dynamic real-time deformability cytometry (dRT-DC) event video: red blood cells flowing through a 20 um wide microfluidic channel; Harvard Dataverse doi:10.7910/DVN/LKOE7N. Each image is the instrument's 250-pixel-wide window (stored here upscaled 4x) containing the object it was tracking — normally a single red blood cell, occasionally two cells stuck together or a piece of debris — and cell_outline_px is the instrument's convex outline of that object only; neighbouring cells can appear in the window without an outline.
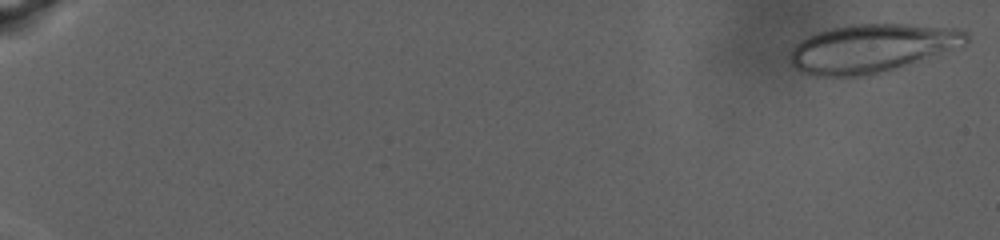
{"species": "human", "species_latin": "Homo sapiens", "temperature_condition": "warm", "stored_images_in_passage": 89, "camera_frame_rate_fps": 3000, "um_per_image_px": 0.085, "donor": {"sex": "male"}, "frame": {"image": 1, "passage_image": 2, "time_ms": 0.333, "image_size_px": [1000, 240], "cell_outline_px": [[968, 40], [964, 44], [944, 56], [872, 76], [812, 76], [792, 68], [788, 60], [788, 56], [792, 48], [800, 40], [816, 32], [828, 28], [848, 24], [908, 24], [956, 28], [968, 32]], "centroid_in_image_um": [74.14, 4.13], "position_along_channel_um": 10.9, "area_um2": 51.38}}
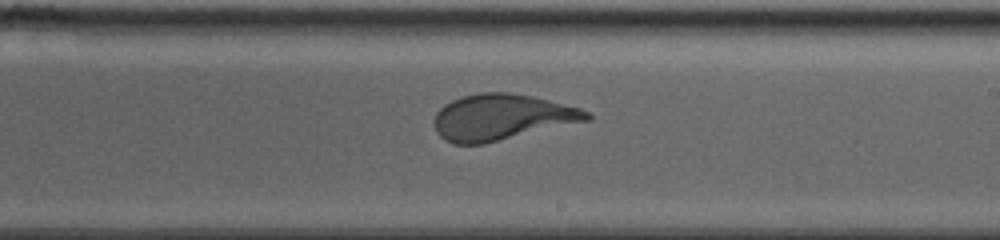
{"frame": {"image": 2, "passage_image": 58, "time_ms": 19.0, "image_size_px": [1000, 240], "cell_outline_px": [[592, 120], [484, 144], [456, 144], [444, 140], [436, 132], [432, 120], [436, 112], [444, 104], [460, 96], [480, 92], [508, 92], [532, 96], [580, 108], [588, 112], [592, 116]], "centroid_in_image_um": [42.63, 9.96], "position_along_channel_um": 246.4, "area_um2": 41.27}}
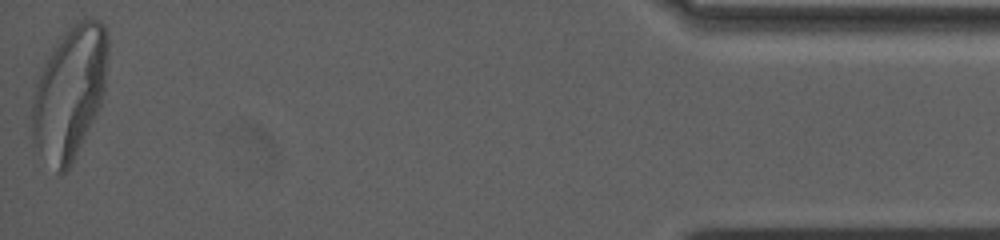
{"frame": {"image": 3, "passage_image": 89, "time_ms": 29.333, "image_size_px": [1000, 240], "cell_outline_px": [[108, 48], [104, 92], [100, 104], [68, 168], [60, 176], [56, 172], [36, 144], [32, 136], [32, 96], [36, 84], [52, 48], [60, 36], [72, 24], [80, 20], [100, 20], [104, 24], [108, 32]], "centroid_in_image_um": [5.93, 7.79], "position_along_channel_um": 429.3, "area_um2": 57.28}}